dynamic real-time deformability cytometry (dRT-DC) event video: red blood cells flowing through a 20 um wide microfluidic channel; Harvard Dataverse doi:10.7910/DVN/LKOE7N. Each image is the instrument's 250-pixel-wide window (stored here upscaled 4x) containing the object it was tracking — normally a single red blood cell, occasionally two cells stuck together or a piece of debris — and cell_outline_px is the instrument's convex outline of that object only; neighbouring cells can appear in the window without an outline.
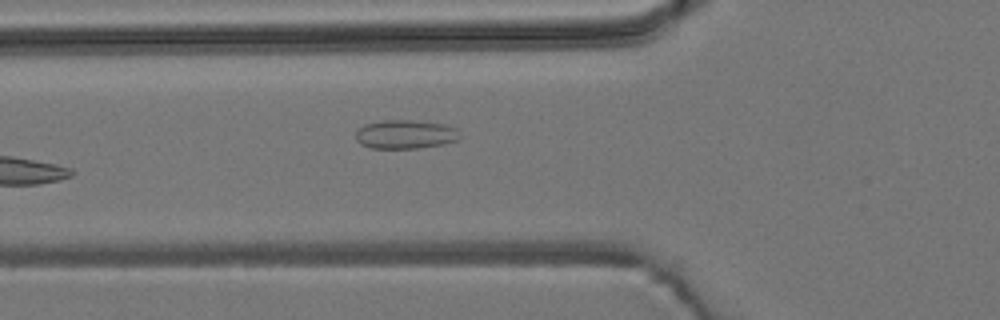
{"species": "common noctule bat (a hibernating species)", "species_latin": "Nyctalus noctula", "temperature_condition": "room temperature", "stored_images_in_passage": 6, "camera_frame_rate_fps": 3000, "um_per_image_px": 0.085, "animal": {"sex": "male", "body_mass_g": 19.2, "forearm_length_mm": 51.8}, "frame": {"image": 1, "passage_image": 6, "time_ms": 6.0, "image_size_px": [1000, 320], "cell_outline_px": [[460, 136], [456, 140], [444, 144], [416, 148], [372, 148], [360, 144], [356, 140], [356, 132], [364, 124], [384, 120], [412, 120], [444, 124], [456, 128]], "centroid_in_image_um": [34.44, 11.41], "position_along_channel_um": 91.4, "area_um2": 17.4}}